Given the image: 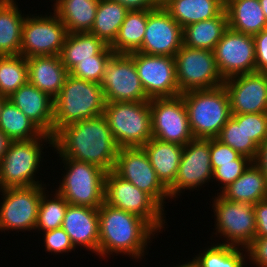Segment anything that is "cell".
<instances>
[{"label":"cell","instance_id":"obj_10","mask_svg":"<svg viewBox=\"0 0 267 267\" xmlns=\"http://www.w3.org/2000/svg\"><path fill=\"white\" fill-rule=\"evenodd\" d=\"M49 185L0 189V231L34 233L41 195Z\"/></svg>","mask_w":267,"mask_h":267},{"label":"cell","instance_id":"obj_33","mask_svg":"<svg viewBox=\"0 0 267 267\" xmlns=\"http://www.w3.org/2000/svg\"><path fill=\"white\" fill-rule=\"evenodd\" d=\"M147 10H129L120 26L117 38L110 48L117 54L137 52L143 42Z\"/></svg>","mask_w":267,"mask_h":267},{"label":"cell","instance_id":"obj_32","mask_svg":"<svg viewBox=\"0 0 267 267\" xmlns=\"http://www.w3.org/2000/svg\"><path fill=\"white\" fill-rule=\"evenodd\" d=\"M129 10L113 0H99L95 21L90 32L106 45L111 46L117 38L120 26Z\"/></svg>","mask_w":267,"mask_h":267},{"label":"cell","instance_id":"obj_23","mask_svg":"<svg viewBox=\"0 0 267 267\" xmlns=\"http://www.w3.org/2000/svg\"><path fill=\"white\" fill-rule=\"evenodd\" d=\"M114 51L96 35L89 32L68 33L60 58L69 72L75 65L86 60H110Z\"/></svg>","mask_w":267,"mask_h":267},{"label":"cell","instance_id":"obj_48","mask_svg":"<svg viewBox=\"0 0 267 267\" xmlns=\"http://www.w3.org/2000/svg\"><path fill=\"white\" fill-rule=\"evenodd\" d=\"M254 164L261 170L267 181V139L258 146Z\"/></svg>","mask_w":267,"mask_h":267},{"label":"cell","instance_id":"obj_31","mask_svg":"<svg viewBox=\"0 0 267 267\" xmlns=\"http://www.w3.org/2000/svg\"><path fill=\"white\" fill-rule=\"evenodd\" d=\"M99 0H63L53 12L65 25L67 33L90 32Z\"/></svg>","mask_w":267,"mask_h":267},{"label":"cell","instance_id":"obj_25","mask_svg":"<svg viewBox=\"0 0 267 267\" xmlns=\"http://www.w3.org/2000/svg\"><path fill=\"white\" fill-rule=\"evenodd\" d=\"M183 145L151 138L142 148L147 153L157 178L168 189L175 181Z\"/></svg>","mask_w":267,"mask_h":267},{"label":"cell","instance_id":"obj_26","mask_svg":"<svg viewBox=\"0 0 267 267\" xmlns=\"http://www.w3.org/2000/svg\"><path fill=\"white\" fill-rule=\"evenodd\" d=\"M163 8L182 27L219 16L225 0H166Z\"/></svg>","mask_w":267,"mask_h":267},{"label":"cell","instance_id":"obj_18","mask_svg":"<svg viewBox=\"0 0 267 267\" xmlns=\"http://www.w3.org/2000/svg\"><path fill=\"white\" fill-rule=\"evenodd\" d=\"M129 55L134 60L143 89L150 99L181 94L176 80L174 57L147 55L138 51Z\"/></svg>","mask_w":267,"mask_h":267},{"label":"cell","instance_id":"obj_16","mask_svg":"<svg viewBox=\"0 0 267 267\" xmlns=\"http://www.w3.org/2000/svg\"><path fill=\"white\" fill-rule=\"evenodd\" d=\"M113 171L150 195L165 210L168 203L165 200H171L168 189L157 178L142 147L119 148Z\"/></svg>","mask_w":267,"mask_h":267},{"label":"cell","instance_id":"obj_19","mask_svg":"<svg viewBox=\"0 0 267 267\" xmlns=\"http://www.w3.org/2000/svg\"><path fill=\"white\" fill-rule=\"evenodd\" d=\"M183 46V28L162 5L147 10L146 30L138 52L174 57Z\"/></svg>","mask_w":267,"mask_h":267},{"label":"cell","instance_id":"obj_34","mask_svg":"<svg viewBox=\"0 0 267 267\" xmlns=\"http://www.w3.org/2000/svg\"><path fill=\"white\" fill-rule=\"evenodd\" d=\"M0 130L11 140H31L43 132L10 100L4 102L0 116Z\"/></svg>","mask_w":267,"mask_h":267},{"label":"cell","instance_id":"obj_53","mask_svg":"<svg viewBox=\"0 0 267 267\" xmlns=\"http://www.w3.org/2000/svg\"><path fill=\"white\" fill-rule=\"evenodd\" d=\"M61 1H63V0H53V5H51L53 8L52 9H54Z\"/></svg>","mask_w":267,"mask_h":267},{"label":"cell","instance_id":"obj_1","mask_svg":"<svg viewBox=\"0 0 267 267\" xmlns=\"http://www.w3.org/2000/svg\"><path fill=\"white\" fill-rule=\"evenodd\" d=\"M52 150L58 157L88 162L110 172L114 169L119 147L102 114L60 128L53 135Z\"/></svg>","mask_w":267,"mask_h":267},{"label":"cell","instance_id":"obj_50","mask_svg":"<svg viewBox=\"0 0 267 267\" xmlns=\"http://www.w3.org/2000/svg\"><path fill=\"white\" fill-rule=\"evenodd\" d=\"M173 267H198V266H197L196 262L193 259H191V260L189 259V261H185L183 263L181 262L176 266L173 265Z\"/></svg>","mask_w":267,"mask_h":267},{"label":"cell","instance_id":"obj_49","mask_svg":"<svg viewBox=\"0 0 267 267\" xmlns=\"http://www.w3.org/2000/svg\"><path fill=\"white\" fill-rule=\"evenodd\" d=\"M11 140L0 130V161L7 152Z\"/></svg>","mask_w":267,"mask_h":267},{"label":"cell","instance_id":"obj_22","mask_svg":"<svg viewBox=\"0 0 267 267\" xmlns=\"http://www.w3.org/2000/svg\"><path fill=\"white\" fill-rule=\"evenodd\" d=\"M10 100L43 133L53 136L54 99L27 82L12 93Z\"/></svg>","mask_w":267,"mask_h":267},{"label":"cell","instance_id":"obj_41","mask_svg":"<svg viewBox=\"0 0 267 267\" xmlns=\"http://www.w3.org/2000/svg\"><path fill=\"white\" fill-rule=\"evenodd\" d=\"M42 240L45 246V252L51 253L52 255H60L65 253L75 252V247L73 246L69 235L64 231L62 227L48 230L43 233ZM54 253V254H53Z\"/></svg>","mask_w":267,"mask_h":267},{"label":"cell","instance_id":"obj_14","mask_svg":"<svg viewBox=\"0 0 267 267\" xmlns=\"http://www.w3.org/2000/svg\"><path fill=\"white\" fill-rule=\"evenodd\" d=\"M212 179L210 139L193 138L183 147L175 181L168 188L169 196L174 200L180 198L179 196L185 190L199 191V188H203V185L206 186L207 183H212Z\"/></svg>","mask_w":267,"mask_h":267},{"label":"cell","instance_id":"obj_4","mask_svg":"<svg viewBox=\"0 0 267 267\" xmlns=\"http://www.w3.org/2000/svg\"><path fill=\"white\" fill-rule=\"evenodd\" d=\"M46 146L53 148V136L45 133L31 140L11 141L0 161V189L46 185L36 176L41 170Z\"/></svg>","mask_w":267,"mask_h":267},{"label":"cell","instance_id":"obj_46","mask_svg":"<svg viewBox=\"0 0 267 267\" xmlns=\"http://www.w3.org/2000/svg\"><path fill=\"white\" fill-rule=\"evenodd\" d=\"M256 220L255 237H267V198L253 205Z\"/></svg>","mask_w":267,"mask_h":267},{"label":"cell","instance_id":"obj_52","mask_svg":"<svg viewBox=\"0 0 267 267\" xmlns=\"http://www.w3.org/2000/svg\"><path fill=\"white\" fill-rule=\"evenodd\" d=\"M7 99H8V97L1 96V95H0V116H1V112H2V108H3L4 102H5Z\"/></svg>","mask_w":267,"mask_h":267},{"label":"cell","instance_id":"obj_21","mask_svg":"<svg viewBox=\"0 0 267 267\" xmlns=\"http://www.w3.org/2000/svg\"><path fill=\"white\" fill-rule=\"evenodd\" d=\"M69 235L75 248L88 249L98 257L99 216L98 209L68 204L61 226Z\"/></svg>","mask_w":267,"mask_h":267},{"label":"cell","instance_id":"obj_6","mask_svg":"<svg viewBox=\"0 0 267 267\" xmlns=\"http://www.w3.org/2000/svg\"><path fill=\"white\" fill-rule=\"evenodd\" d=\"M63 163L62 178L53 188L70 205L98 209L104 203V181L106 171L100 167L71 158L60 157ZM56 188V189H55Z\"/></svg>","mask_w":267,"mask_h":267},{"label":"cell","instance_id":"obj_35","mask_svg":"<svg viewBox=\"0 0 267 267\" xmlns=\"http://www.w3.org/2000/svg\"><path fill=\"white\" fill-rule=\"evenodd\" d=\"M193 260L198 267H247V250L230 245L210 243Z\"/></svg>","mask_w":267,"mask_h":267},{"label":"cell","instance_id":"obj_43","mask_svg":"<svg viewBox=\"0 0 267 267\" xmlns=\"http://www.w3.org/2000/svg\"><path fill=\"white\" fill-rule=\"evenodd\" d=\"M241 155L217 138L210 139V161L213 171L219 164L233 163Z\"/></svg>","mask_w":267,"mask_h":267},{"label":"cell","instance_id":"obj_29","mask_svg":"<svg viewBox=\"0 0 267 267\" xmlns=\"http://www.w3.org/2000/svg\"><path fill=\"white\" fill-rule=\"evenodd\" d=\"M220 195L226 200L254 205L267 198V181L261 170L252 162Z\"/></svg>","mask_w":267,"mask_h":267},{"label":"cell","instance_id":"obj_12","mask_svg":"<svg viewBox=\"0 0 267 267\" xmlns=\"http://www.w3.org/2000/svg\"><path fill=\"white\" fill-rule=\"evenodd\" d=\"M49 13L26 15L22 27L20 55L25 58L60 56L68 33L57 15L54 12Z\"/></svg>","mask_w":267,"mask_h":267},{"label":"cell","instance_id":"obj_2","mask_svg":"<svg viewBox=\"0 0 267 267\" xmlns=\"http://www.w3.org/2000/svg\"><path fill=\"white\" fill-rule=\"evenodd\" d=\"M98 216L101 259L116 254L140 262L149 254L147 248L151 240L159 235L144 219L106 203L98 208Z\"/></svg>","mask_w":267,"mask_h":267},{"label":"cell","instance_id":"obj_3","mask_svg":"<svg viewBox=\"0 0 267 267\" xmlns=\"http://www.w3.org/2000/svg\"><path fill=\"white\" fill-rule=\"evenodd\" d=\"M105 98L98 83L67 75L54 98L53 135L62 127L104 113Z\"/></svg>","mask_w":267,"mask_h":267},{"label":"cell","instance_id":"obj_17","mask_svg":"<svg viewBox=\"0 0 267 267\" xmlns=\"http://www.w3.org/2000/svg\"><path fill=\"white\" fill-rule=\"evenodd\" d=\"M213 53L218 71L224 80L256 72L255 42L251 35L234 31L228 27L215 46Z\"/></svg>","mask_w":267,"mask_h":267},{"label":"cell","instance_id":"obj_27","mask_svg":"<svg viewBox=\"0 0 267 267\" xmlns=\"http://www.w3.org/2000/svg\"><path fill=\"white\" fill-rule=\"evenodd\" d=\"M225 10L234 31L254 36L267 28L259 0H225Z\"/></svg>","mask_w":267,"mask_h":267},{"label":"cell","instance_id":"obj_13","mask_svg":"<svg viewBox=\"0 0 267 267\" xmlns=\"http://www.w3.org/2000/svg\"><path fill=\"white\" fill-rule=\"evenodd\" d=\"M99 85L106 103L149 101L133 58L129 54H117L108 61Z\"/></svg>","mask_w":267,"mask_h":267},{"label":"cell","instance_id":"obj_5","mask_svg":"<svg viewBox=\"0 0 267 267\" xmlns=\"http://www.w3.org/2000/svg\"><path fill=\"white\" fill-rule=\"evenodd\" d=\"M187 109L194 138H217L231 118L229 96L224 85L180 94Z\"/></svg>","mask_w":267,"mask_h":267},{"label":"cell","instance_id":"obj_44","mask_svg":"<svg viewBox=\"0 0 267 267\" xmlns=\"http://www.w3.org/2000/svg\"><path fill=\"white\" fill-rule=\"evenodd\" d=\"M246 250L249 263L255 267H267V237H255Z\"/></svg>","mask_w":267,"mask_h":267},{"label":"cell","instance_id":"obj_39","mask_svg":"<svg viewBox=\"0 0 267 267\" xmlns=\"http://www.w3.org/2000/svg\"><path fill=\"white\" fill-rule=\"evenodd\" d=\"M252 162L251 159L241 155L238 159L233 160V163L219 164V167L213 171L212 179V182L215 181L218 183V191L220 190V192L217 191V194H220L241 176Z\"/></svg>","mask_w":267,"mask_h":267},{"label":"cell","instance_id":"obj_9","mask_svg":"<svg viewBox=\"0 0 267 267\" xmlns=\"http://www.w3.org/2000/svg\"><path fill=\"white\" fill-rule=\"evenodd\" d=\"M215 197V198H213ZM212 197L214 231L219 244L247 248L255 239L256 220L252 204L226 200L220 194ZM223 236V237H222Z\"/></svg>","mask_w":267,"mask_h":267},{"label":"cell","instance_id":"obj_51","mask_svg":"<svg viewBox=\"0 0 267 267\" xmlns=\"http://www.w3.org/2000/svg\"><path fill=\"white\" fill-rule=\"evenodd\" d=\"M259 3L261 5L262 11L267 22V0H259Z\"/></svg>","mask_w":267,"mask_h":267},{"label":"cell","instance_id":"obj_47","mask_svg":"<svg viewBox=\"0 0 267 267\" xmlns=\"http://www.w3.org/2000/svg\"><path fill=\"white\" fill-rule=\"evenodd\" d=\"M128 10H154L160 6L158 0H113Z\"/></svg>","mask_w":267,"mask_h":267},{"label":"cell","instance_id":"obj_20","mask_svg":"<svg viewBox=\"0 0 267 267\" xmlns=\"http://www.w3.org/2000/svg\"><path fill=\"white\" fill-rule=\"evenodd\" d=\"M232 115L267 113V73L253 72L224 81Z\"/></svg>","mask_w":267,"mask_h":267},{"label":"cell","instance_id":"obj_8","mask_svg":"<svg viewBox=\"0 0 267 267\" xmlns=\"http://www.w3.org/2000/svg\"><path fill=\"white\" fill-rule=\"evenodd\" d=\"M104 203L144 219L157 234L165 231L166 211L150 195L113 170L105 176Z\"/></svg>","mask_w":267,"mask_h":267},{"label":"cell","instance_id":"obj_36","mask_svg":"<svg viewBox=\"0 0 267 267\" xmlns=\"http://www.w3.org/2000/svg\"><path fill=\"white\" fill-rule=\"evenodd\" d=\"M52 191L50 193L48 190H45L41 195L34 232L37 230V233L38 231L41 233V231L45 232L62 226L69 203L56 190H54L55 192Z\"/></svg>","mask_w":267,"mask_h":267},{"label":"cell","instance_id":"obj_40","mask_svg":"<svg viewBox=\"0 0 267 267\" xmlns=\"http://www.w3.org/2000/svg\"><path fill=\"white\" fill-rule=\"evenodd\" d=\"M236 122H244V130L258 146L267 139V113L231 115Z\"/></svg>","mask_w":267,"mask_h":267},{"label":"cell","instance_id":"obj_42","mask_svg":"<svg viewBox=\"0 0 267 267\" xmlns=\"http://www.w3.org/2000/svg\"><path fill=\"white\" fill-rule=\"evenodd\" d=\"M109 60H86L75 65L69 74L86 81L100 83Z\"/></svg>","mask_w":267,"mask_h":267},{"label":"cell","instance_id":"obj_54","mask_svg":"<svg viewBox=\"0 0 267 267\" xmlns=\"http://www.w3.org/2000/svg\"><path fill=\"white\" fill-rule=\"evenodd\" d=\"M166 0H158L159 4L162 5Z\"/></svg>","mask_w":267,"mask_h":267},{"label":"cell","instance_id":"obj_45","mask_svg":"<svg viewBox=\"0 0 267 267\" xmlns=\"http://www.w3.org/2000/svg\"><path fill=\"white\" fill-rule=\"evenodd\" d=\"M256 72L267 73V28L254 35Z\"/></svg>","mask_w":267,"mask_h":267},{"label":"cell","instance_id":"obj_30","mask_svg":"<svg viewBox=\"0 0 267 267\" xmlns=\"http://www.w3.org/2000/svg\"><path fill=\"white\" fill-rule=\"evenodd\" d=\"M227 28L228 16L224 10L219 16L184 27L183 45L213 51Z\"/></svg>","mask_w":267,"mask_h":267},{"label":"cell","instance_id":"obj_7","mask_svg":"<svg viewBox=\"0 0 267 267\" xmlns=\"http://www.w3.org/2000/svg\"><path fill=\"white\" fill-rule=\"evenodd\" d=\"M103 115L119 148L143 147L152 138L149 101L105 103Z\"/></svg>","mask_w":267,"mask_h":267},{"label":"cell","instance_id":"obj_15","mask_svg":"<svg viewBox=\"0 0 267 267\" xmlns=\"http://www.w3.org/2000/svg\"><path fill=\"white\" fill-rule=\"evenodd\" d=\"M149 107L151 110L152 138L183 146L194 138L181 95L151 98Z\"/></svg>","mask_w":267,"mask_h":267},{"label":"cell","instance_id":"obj_28","mask_svg":"<svg viewBox=\"0 0 267 267\" xmlns=\"http://www.w3.org/2000/svg\"><path fill=\"white\" fill-rule=\"evenodd\" d=\"M18 5L17 0H0V56L20 55L26 15Z\"/></svg>","mask_w":267,"mask_h":267},{"label":"cell","instance_id":"obj_37","mask_svg":"<svg viewBox=\"0 0 267 267\" xmlns=\"http://www.w3.org/2000/svg\"><path fill=\"white\" fill-rule=\"evenodd\" d=\"M28 82L27 60L22 55L0 56V95L9 97Z\"/></svg>","mask_w":267,"mask_h":267},{"label":"cell","instance_id":"obj_24","mask_svg":"<svg viewBox=\"0 0 267 267\" xmlns=\"http://www.w3.org/2000/svg\"><path fill=\"white\" fill-rule=\"evenodd\" d=\"M26 60L28 82L54 99L61 91L69 74L60 56H34Z\"/></svg>","mask_w":267,"mask_h":267},{"label":"cell","instance_id":"obj_11","mask_svg":"<svg viewBox=\"0 0 267 267\" xmlns=\"http://www.w3.org/2000/svg\"><path fill=\"white\" fill-rule=\"evenodd\" d=\"M179 92L212 89L224 84L212 50L185 45L174 56Z\"/></svg>","mask_w":267,"mask_h":267},{"label":"cell","instance_id":"obj_38","mask_svg":"<svg viewBox=\"0 0 267 267\" xmlns=\"http://www.w3.org/2000/svg\"><path fill=\"white\" fill-rule=\"evenodd\" d=\"M217 139L252 161L256 158L258 145L246 134L244 122H236L231 117L221 129Z\"/></svg>","mask_w":267,"mask_h":267}]
</instances>
